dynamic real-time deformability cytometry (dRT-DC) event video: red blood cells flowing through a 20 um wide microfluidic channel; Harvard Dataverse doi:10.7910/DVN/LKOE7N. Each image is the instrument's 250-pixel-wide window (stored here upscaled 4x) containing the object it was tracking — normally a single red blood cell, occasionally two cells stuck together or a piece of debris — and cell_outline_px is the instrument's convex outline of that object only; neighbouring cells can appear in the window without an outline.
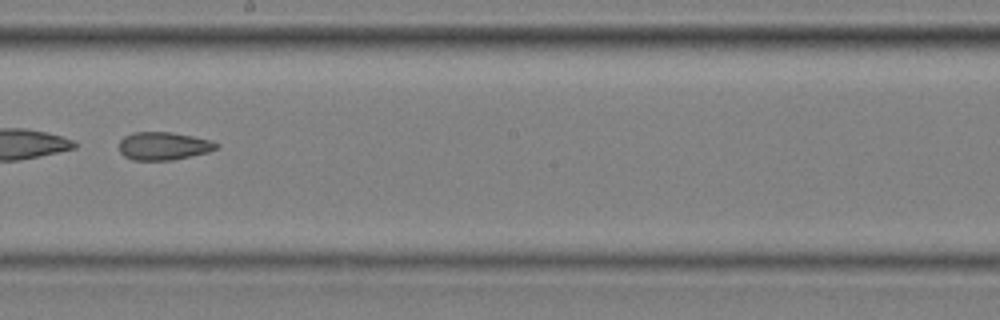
{"species": "common noctule bat (a hibernating species)", "species_latin": "Nyctalus noctula", "temperature_condition": "cold", "stored_images_in_passage": 10, "camera_frame_rate_fps": 3000, "um_per_image_px": 0.085, "animal": {"sex": "male", "body_mass_g": 20.4}, "frame": {"image": 1, "passage_image": 9, "time_ms": 2.667, "image_size_px": [1000, 320], "cell_outline_px": [[220, 144], [216, 148], [208, 152], [172, 160], [132, 160], [124, 156], [120, 152], [120, 140], [124, 136], [132, 132], [172, 132], [212, 140]], "centroid_in_image_um": [13.89, 12.4], "position_along_channel_um": 234.3, "area_um2": 15.9}}